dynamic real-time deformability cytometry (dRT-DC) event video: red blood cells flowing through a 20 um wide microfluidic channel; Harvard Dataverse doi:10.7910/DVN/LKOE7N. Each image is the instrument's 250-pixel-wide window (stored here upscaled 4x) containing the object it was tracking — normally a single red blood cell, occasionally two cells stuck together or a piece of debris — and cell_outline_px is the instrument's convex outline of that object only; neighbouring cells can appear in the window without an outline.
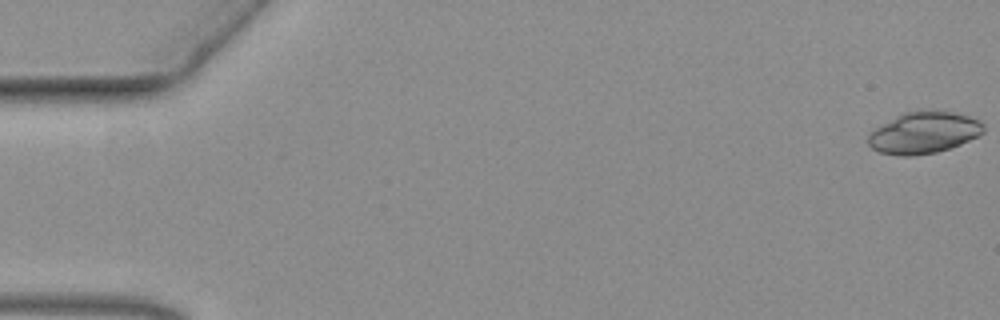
{"species": "common noctule bat (a hibernating species)", "species_latin": "Nyctalus noctula", "temperature_condition": "warm", "stored_images_in_passage": 59, "camera_frame_rate_fps": 3000, "um_per_image_px": 0.085, "animal": {"sex": "female", "body_mass_g": 19.3, "forearm_length_mm": 54.1}, "frame": {"image": 1, "passage_image": 1, "time_ms": 0.0, "image_size_px": [1000, 320], "cell_outline_px": [[984, 132], [960, 144], [936, 152], [912, 156], [900, 156], [880, 152], [872, 148], [868, 144], [868, 136], [876, 128], [896, 116], [904, 112], [952, 112], [968, 116], [980, 120], [984, 124]], "centroid_in_image_um": [78.52, 11.3], "position_along_channel_um": 6.5, "area_um2": 27.34}}
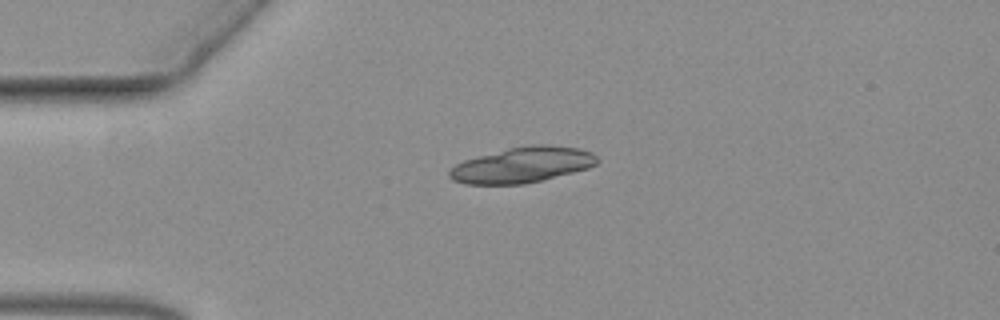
{"frame": {"image": 2, "passage_image": 15, "time_ms": 4.667, "image_size_px": [1000, 320], "cell_outline_px": [[600, 160], [596, 164], [588, 168], [524, 184], [464, 184], [452, 180], [448, 176], [448, 172], [456, 164], [464, 160], [508, 148], [532, 144], [548, 144], [580, 148], [592, 152]], "centroid_in_image_um": [44.4, 14.01], "position_along_channel_um": 40.6, "area_um2": 30.58}}